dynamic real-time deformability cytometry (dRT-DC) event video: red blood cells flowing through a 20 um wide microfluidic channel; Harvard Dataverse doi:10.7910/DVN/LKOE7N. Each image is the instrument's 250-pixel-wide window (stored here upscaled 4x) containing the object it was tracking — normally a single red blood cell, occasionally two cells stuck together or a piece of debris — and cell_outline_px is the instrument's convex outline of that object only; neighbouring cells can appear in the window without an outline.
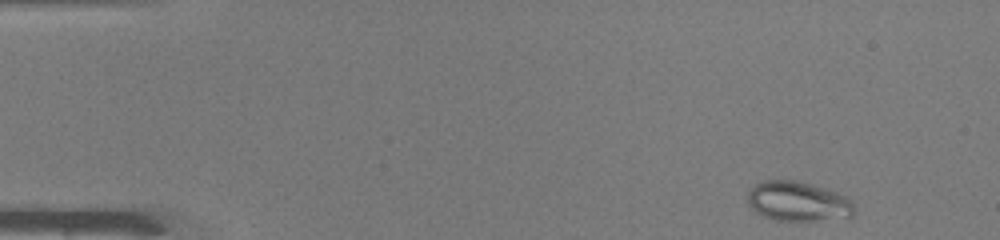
{"species": "common noctule bat (a hibernating species)", "species_latin": "Nyctalus noctula", "temperature_condition": "warm", "stored_images_in_passage": 46, "camera_frame_rate_fps": 3000, "um_per_image_px": 0.085, "animal": {"sex": "male", "body_mass_g": 19.0, "forearm_length_mm": 50.8}, "frame": {"image": 1, "passage_image": 1, "time_ms": 0.0, "image_size_px": [1000, 240], "cell_outline_px": [[852, 216], [848, 220], [776, 220], [764, 216], [756, 212], [748, 204], [748, 192], [756, 184], [764, 180], [796, 180], [812, 184], [836, 192], [844, 196], [852, 204]], "centroid_in_image_um": [67.83, 17.13], "position_along_channel_um": 17.2, "area_um2": 24.62}}
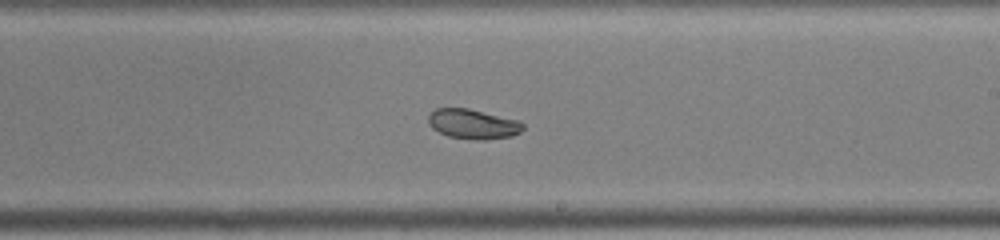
{"frame": {"image": 2, "passage_image": 26, "time_ms": 8.333, "image_size_px": [1000, 240], "cell_outline_px": [[524, 128], [520, 132], [512, 136], [484, 140], [476, 140], [448, 136], [432, 128], [428, 124], [428, 116], [436, 108], [468, 108], [520, 120], [524, 124]], "centroid_in_image_um": [40.23, 10.54], "position_along_channel_um": 248.8, "area_um2": 16.53}}
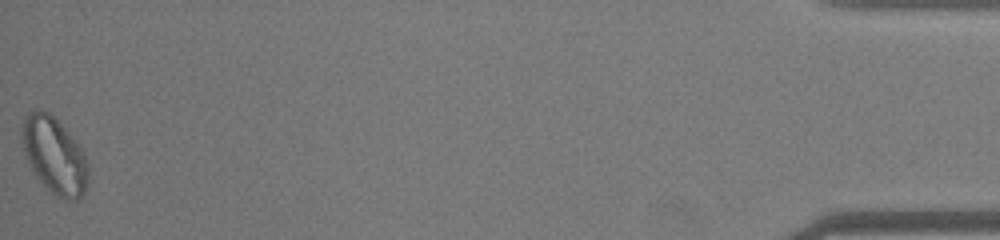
{"frame": {"image": 3, "passage_image": 46, "time_ms": 15.0, "image_size_px": [1000, 240], "cell_outline_px": [[88, 172], [84, 192], [76, 200], [64, 200], [56, 196], [36, 176], [28, 160], [24, 148], [20, 132], [24, 116], [28, 112], [48, 112], [60, 124], [80, 148], [88, 164]], "centroid_in_image_um": [4.61, 13.23], "position_along_channel_um": 430.6, "area_um2": 28.5}}